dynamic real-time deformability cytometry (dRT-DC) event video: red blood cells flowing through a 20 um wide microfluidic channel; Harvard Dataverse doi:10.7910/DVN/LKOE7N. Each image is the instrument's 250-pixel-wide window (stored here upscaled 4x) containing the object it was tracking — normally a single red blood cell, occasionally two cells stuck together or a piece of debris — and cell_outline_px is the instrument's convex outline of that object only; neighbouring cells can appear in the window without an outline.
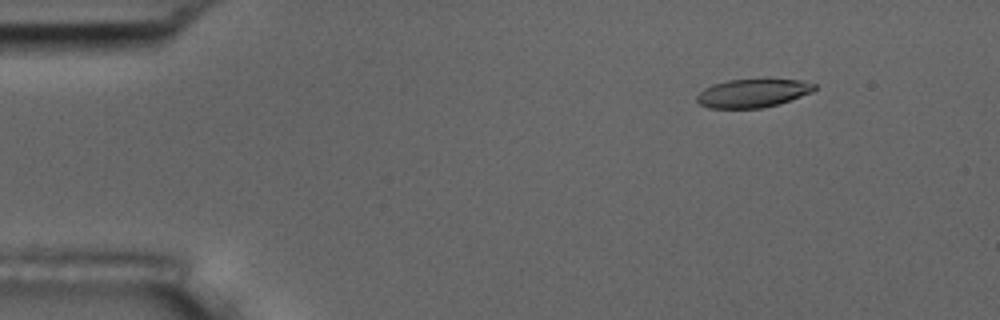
{"species": "common noctule bat (a hibernating species)", "species_latin": "Nyctalus noctula", "temperature_condition": "room temperature", "stored_images_in_passage": 5, "camera_frame_rate_fps": 3000, "um_per_image_px": 0.085, "animal": {"sex": "male", "body_mass_g": 17.5, "forearm_length_mm": 52.3}, "frame": {"image": 1, "passage_image": 2, "time_ms": 1.0, "image_size_px": [1000, 320], "cell_outline_px": [[816, 88], [812, 92], [764, 108], [708, 108], [700, 104], [696, 100], [696, 96], [704, 88], [712, 84], [728, 80], [800, 80], [816, 84]], "centroid_in_image_um": [63.94, 7.92], "position_along_channel_um": 21.1, "area_um2": 19.19}}
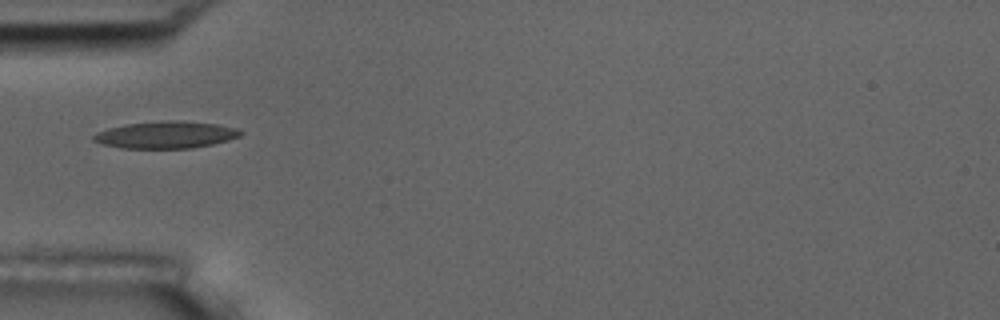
{"frame": {"image": 2, "passage_image": 5, "time_ms": 4.667, "image_size_px": [1000, 320], "cell_outline_px": [[244, 132], [240, 136], [228, 140], [212, 144], [192, 148], [120, 148], [104, 144], [92, 140], [92, 136], [96, 132], [108, 128], [124, 124], [160, 120], [176, 120], [216, 124], [236, 128]], "centroid_in_image_um": [14.07, 11.45], "position_along_channel_um": 70.9, "area_um2": 23.24}}